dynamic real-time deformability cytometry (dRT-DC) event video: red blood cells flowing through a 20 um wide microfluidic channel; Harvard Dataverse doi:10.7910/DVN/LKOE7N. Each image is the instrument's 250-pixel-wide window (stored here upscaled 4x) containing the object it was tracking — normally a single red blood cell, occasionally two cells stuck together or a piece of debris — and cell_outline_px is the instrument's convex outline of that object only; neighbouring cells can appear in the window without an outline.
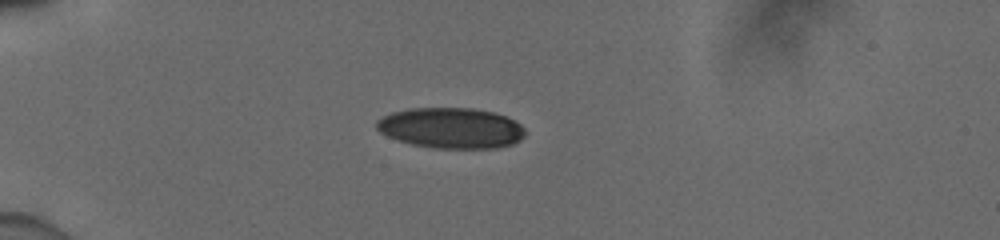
{"species": "human", "species_latin": "Homo sapiens", "temperature_condition": "cold", "stored_images_in_passage": 39, "camera_frame_rate_fps": 3000, "um_per_image_px": 0.085, "donor": {"sex": "male"}, "frame": {"image": 1, "passage_image": 1, "time_ms": 0.0, "image_size_px": [1000, 240], "cell_outline_px": [[524, 136], [520, 140], [512, 144], [496, 148], [432, 148], [412, 144], [388, 136], [380, 132], [376, 128], [376, 120], [392, 112], [408, 108], [472, 108], [492, 112], [504, 116], [520, 124], [524, 128]], "centroid_in_image_um": [38.32, 10.88], "position_along_channel_um": 46.7, "area_um2": 35.03}}
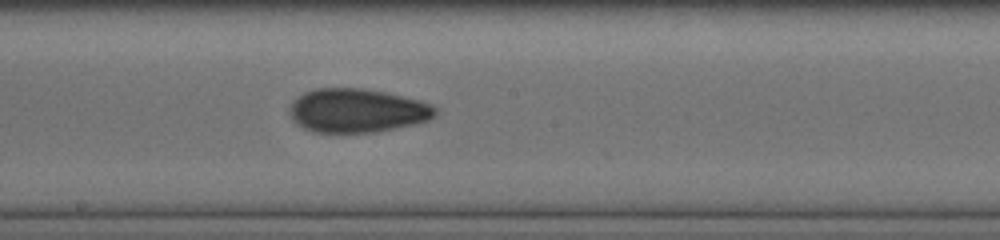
{"frame": {"image": 2, "passage_image": 17, "time_ms": 5.333, "image_size_px": [1000, 240], "cell_outline_px": [[436, 112], [428, 120], [412, 124], [372, 132], [316, 132], [304, 128], [296, 124], [292, 120], [288, 112], [292, 104], [304, 92], [316, 88], [360, 88], [384, 92], [416, 100], [428, 104], [436, 108]], "centroid_in_image_um": [30.28, 9.4], "position_along_channel_um": 217.9, "area_um2": 36.47}}
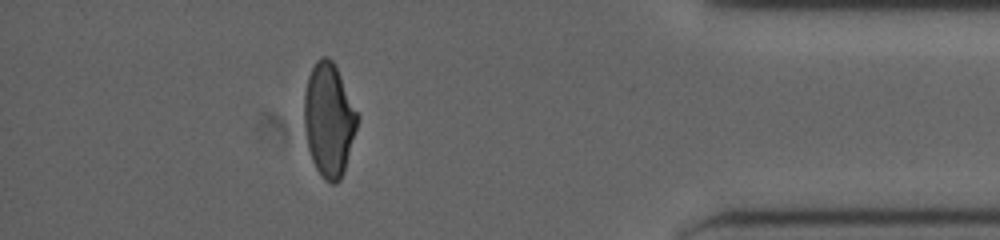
{"frame": {"image": 3, "passage_image": 34, "time_ms": 11.0, "image_size_px": [1000, 240], "cell_outline_px": [[360, 116], [344, 172], [340, 180], [336, 184], [332, 184], [324, 180], [316, 168], [312, 160], [308, 148], [304, 128], [304, 92], [308, 76], [316, 60], [320, 56], [328, 56], [332, 60]], "centroid_in_image_um": [27.95, 10.19], "position_along_channel_um": 407.2, "area_um2": 35.32}, "authors_computed_cell_mechanics": {"area_um2": 36.3562, "velocity_mm_per_s": 3.9282, "shape_relaxation_time_tau1_ms": 6.9842, "shape_relaxation_time_tau2_ms": 1.757, "deformation_change_tau1": 0.1709, "deformation_change_tau2": 0.0749}}